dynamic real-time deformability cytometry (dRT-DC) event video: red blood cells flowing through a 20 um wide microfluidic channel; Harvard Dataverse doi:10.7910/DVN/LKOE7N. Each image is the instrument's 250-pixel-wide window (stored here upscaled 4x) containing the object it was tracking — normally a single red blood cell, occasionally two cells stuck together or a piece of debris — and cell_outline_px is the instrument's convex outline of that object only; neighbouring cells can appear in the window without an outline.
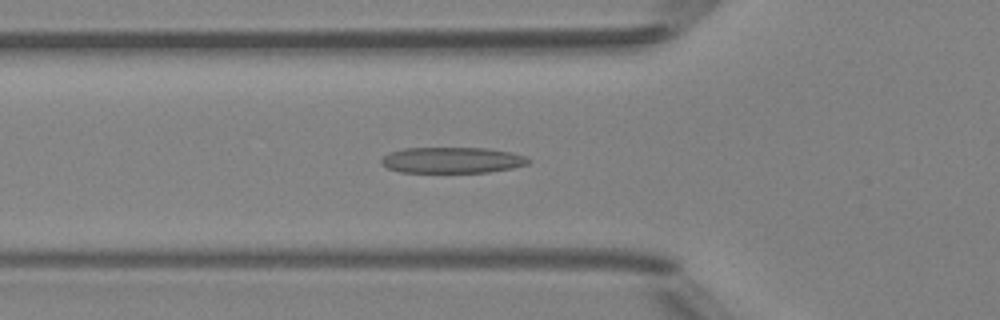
{"species": "Egyptian fruit bat (a non-hibernating species)", "species_latin": "Rousettus aegyptiacus", "temperature_condition": "room temperature", "stored_images_in_passage": 49, "camera_frame_rate_fps": 3000, "um_per_image_px": 0.085, "animal": {"sex": "female"}, "frame": {"image": 1, "passage_image": 17, "time_ms": 5.333, "image_size_px": [1000, 320], "cell_outline_px": [[532, 160], [528, 164], [512, 168], [488, 172], [400, 172], [388, 168], [380, 164], [380, 160], [384, 156], [392, 152], [404, 148], [488, 148], [512, 152], [524, 156]], "centroid_in_image_um": [38.45, 13.61], "position_along_channel_um": 87.4, "area_um2": 22.25}}
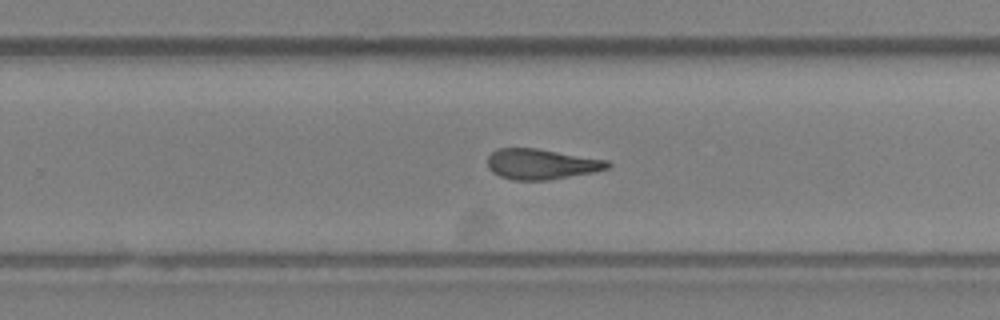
{"frame": {"image": 2, "passage_image": 31, "time_ms": 10.0, "image_size_px": [1000, 320], "cell_outline_px": [[612, 164], [608, 168], [592, 172], [548, 180], [512, 180], [500, 176], [492, 172], [488, 168], [488, 156], [496, 148], [536, 148], [608, 160]], "centroid_in_image_um": [45.99, 13.94], "position_along_channel_um": 283.8, "area_um2": 21.27}}
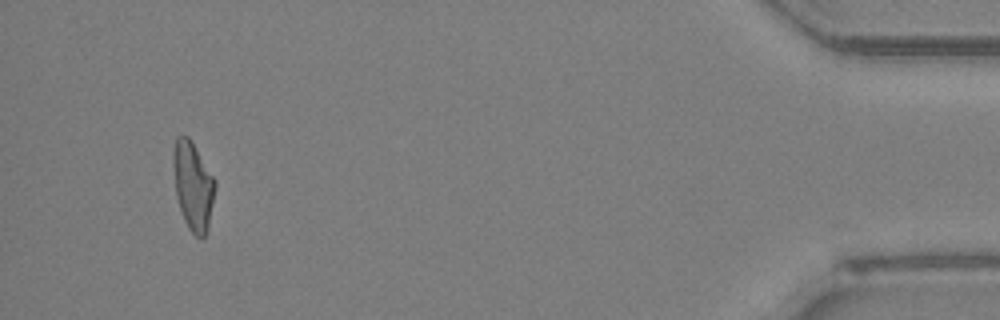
{"frame": {"image": 3, "passage_image": 46, "time_ms": 15.0, "image_size_px": [1000, 320], "cell_outline_px": [[216, 188], [208, 228], [204, 236], [200, 240], [188, 228], [184, 220], [176, 196], [172, 164], [172, 152], [176, 136], [188, 136], [192, 140], [216, 180]], "centroid_in_image_um": [16.4, 15.76], "position_along_channel_um": 418.8, "area_um2": 21.91}, "authors_computed_cell_mechanics": {"area_um2": 21.9062, "velocity_mm_per_s": 4.2241, "shape_relaxation_time_tau1_ms": null, "shape_relaxation_time_tau2_ms": 2.1222, "deformation_change_tau1": null, "deformation_change_tau2": 0.1275}}